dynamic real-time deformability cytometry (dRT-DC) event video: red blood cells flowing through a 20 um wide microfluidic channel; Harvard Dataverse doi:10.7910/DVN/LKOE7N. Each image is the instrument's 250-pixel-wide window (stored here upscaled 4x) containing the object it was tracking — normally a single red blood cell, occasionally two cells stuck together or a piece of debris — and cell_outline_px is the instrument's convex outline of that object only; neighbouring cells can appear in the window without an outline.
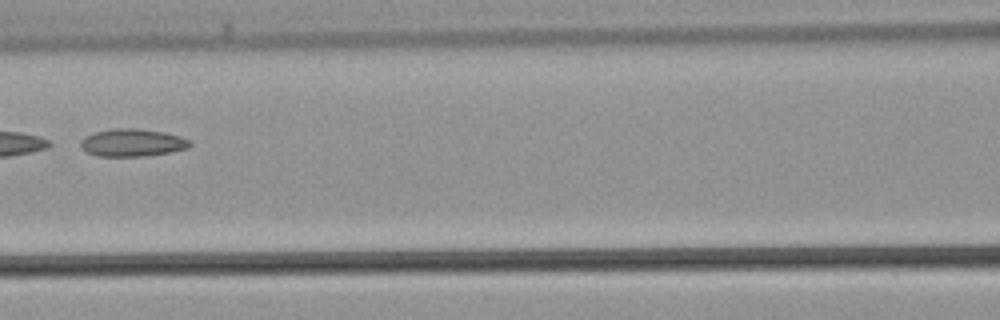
{"species": "common noctule bat (a hibernating species)", "species_latin": "Nyctalus noctula", "temperature_condition": "warm", "stored_images_in_passage": 40, "camera_frame_rate_fps": 3000, "um_per_image_px": 0.085, "animal": {"sex": "male", "body_mass_g": 21.5, "forearm_length_mm": 52.0}, "frame": {"image": 1, "passage_image": 18, "time_ms": 5.667, "image_size_px": [1000, 320], "cell_outline_px": [[192, 144], [188, 148], [168, 152], [144, 156], [96, 156], [80, 148], [80, 140], [84, 136], [96, 132], [116, 128], [140, 128], [164, 132], [180, 136], [192, 140]], "centroid_in_image_um": [11.25, 12.12], "position_along_channel_um": 155.4, "area_um2": 17.69}}